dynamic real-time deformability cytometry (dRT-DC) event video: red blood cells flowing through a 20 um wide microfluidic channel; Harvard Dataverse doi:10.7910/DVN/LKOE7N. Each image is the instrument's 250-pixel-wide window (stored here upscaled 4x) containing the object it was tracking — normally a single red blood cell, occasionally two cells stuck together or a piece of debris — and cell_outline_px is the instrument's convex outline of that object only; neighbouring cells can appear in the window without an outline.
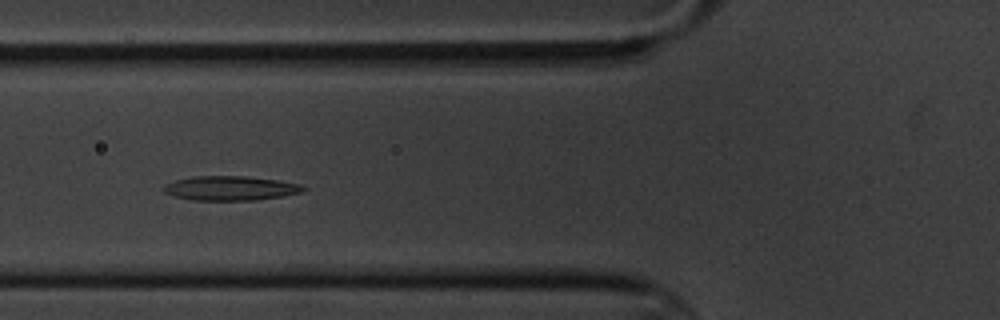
{"species": "common noctule bat (a hibernating species)", "species_latin": "Nyctalus noctula", "temperature_condition": "cold", "stored_images_in_passage": 5, "camera_frame_rate_fps": 3000, "um_per_image_px": 0.085, "animal": {"sex": "male", "body_mass_g": 20.1, "forearm_length_mm": 53.5}, "frame": {"image": 1, "passage_image": 4, "time_ms": 3.667, "image_size_px": [1000, 320], "cell_outline_px": [[308, 188], [300, 192], [284, 196], [256, 200], [192, 200], [176, 196], [164, 192], [164, 184], [176, 180], [192, 176], [244, 176], [276, 180], [300, 184]], "centroid_in_image_um": [19.59, 16.0], "position_along_channel_um": 106.2, "area_um2": 19.71}}
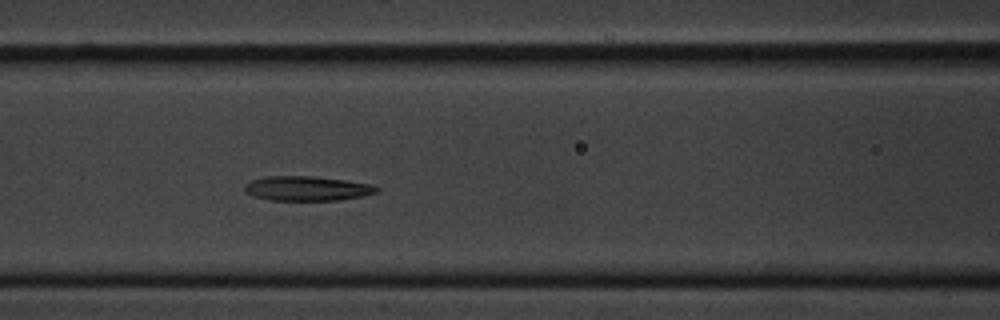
{"frame": {"image": 2, "passage_image": 5, "time_ms": 4.667, "image_size_px": [1000, 320], "cell_outline_px": [[380, 188], [376, 192], [364, 196], [340, 200], [268, 200], [252, 196], [244, 192], [244, 184], [252, 180], [268, 176], [312, 176], [344, 180], [372, 184]], "centroid_in_image_um": [26.07, 16.02], "position_along_channel_um": 140.5, "area_um2": 19.02}}